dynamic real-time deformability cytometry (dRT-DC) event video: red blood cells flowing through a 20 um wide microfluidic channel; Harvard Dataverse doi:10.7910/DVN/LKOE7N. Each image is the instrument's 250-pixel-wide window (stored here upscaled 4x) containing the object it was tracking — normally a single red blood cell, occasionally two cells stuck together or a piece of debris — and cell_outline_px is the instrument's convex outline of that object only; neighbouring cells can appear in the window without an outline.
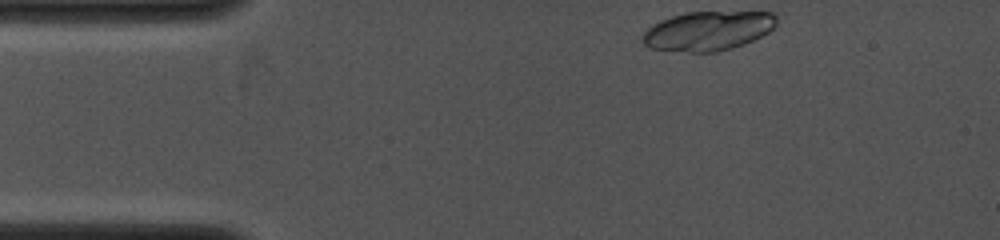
{"species": "common noctule bat (a hibernating species)", "species_latin": "Nyctalus noctula", "temperature_condition": "cold", "stored_images_in_passage": 4, "camera_frame_rate_fps": 4000, "um_per_image_px": 0.085, "animal": {"sex": "female", "body_mass_g": 19.0, "forearm_length_mm": 53.3}, "frame": {"image": 1, "passage_image": 1, "time_ms": 0.0, "image_size_px": [1000, 240], "cell_outline_px": [[776, 24], [768, 32], [744, 44], [732, 48], [716, 52], [688, 52], [648, 48], [644, 44], [644, 32], [652, 24], [660, 20], [684, 12], [772, 12], [776, 16]], "centroid_in_image_um": [60.16, 2.62], "position_along_channel_um": 24.8, "area_um2": 30.58}}